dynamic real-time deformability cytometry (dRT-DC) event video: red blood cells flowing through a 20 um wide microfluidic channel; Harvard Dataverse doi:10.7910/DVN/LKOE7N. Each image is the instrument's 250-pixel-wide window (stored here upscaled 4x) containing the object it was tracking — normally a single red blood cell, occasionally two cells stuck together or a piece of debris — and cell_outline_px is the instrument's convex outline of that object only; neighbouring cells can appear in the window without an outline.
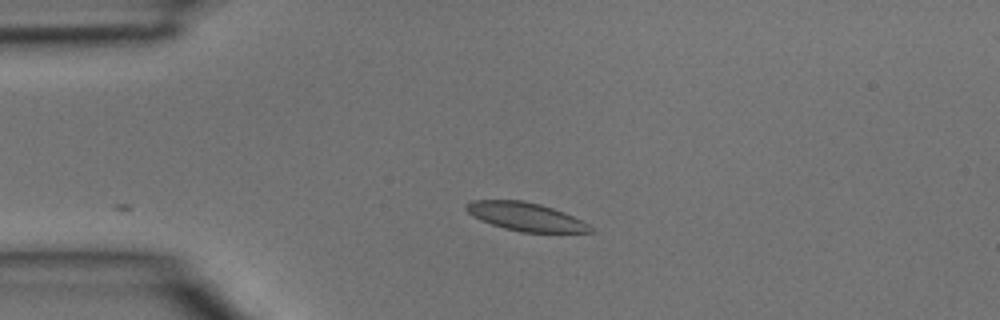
{"species": "common noctule bat (a hibernating species)", "species_latin": "Nyctalus noctula", "temperature_condition": "room temperature", "stored_images_in_passage": 2, "camera_frame_rate_fps": 3000, "um_per_image_px": 0.085, "animal": {"sex": "male", "body_mass_g": 15.6}, "frame": {"image": 1, "passage_image": 2, "time_ms": 0.333, "image_size_px": [1000, 320], "cell_outline_px": [[596, 232], [520, 232], [504, 228], [480, 220], [472, 216], [464, 208], [464, 204], [472, 200], [520, 200], [540, 204], [564, 212], [588, 224]], "centroid_in_image_um": [44.64, 18.41], "position_along_channel_um": 40.4, "area_um2": 20.4}}